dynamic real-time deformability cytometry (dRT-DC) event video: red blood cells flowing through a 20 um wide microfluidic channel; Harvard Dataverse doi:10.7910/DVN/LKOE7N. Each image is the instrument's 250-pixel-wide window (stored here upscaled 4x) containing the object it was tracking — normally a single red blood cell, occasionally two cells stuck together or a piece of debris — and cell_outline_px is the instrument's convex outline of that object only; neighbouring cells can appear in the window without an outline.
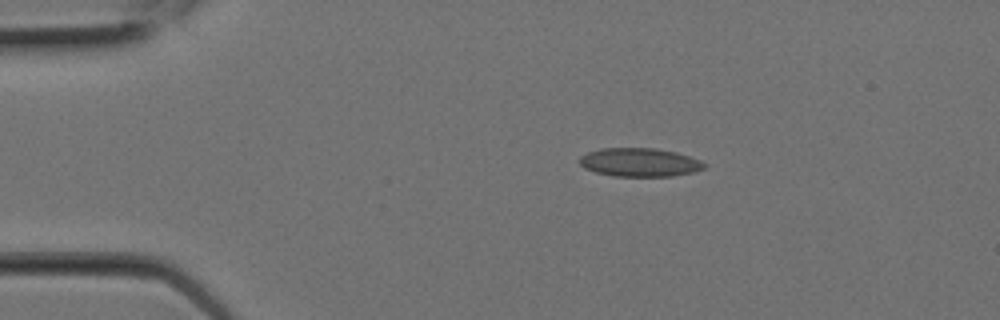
{"species": "Egyptian fruit bat (a non-hibernating species)", "species_latin": "Rousettus aegyptiacus", "temperature_condition": "room temperature", "stored_images_in_passage": 6, "camera_frame_rate_fps": 3000, "um_per_image_px": 0.085, "animal": {"sex": "female"}, "frame": {"image": 1, "passage_image": 1, "time_ms": 0.0, "image_size_px": [1000, 320], "cell_outline_px": [[708, 164], [704, 168], [692, 172], [672, 176], [612, 176], [596, 172], [584, 168], [580, 164], [580, 156], [588, 152], [600, 148], [656, 148], [676, 152], [700, 160]], "centroid_in_image_um": [54.36, 13.79], "position_along_channel_um": 30.6, "area_um2": 20.75}}
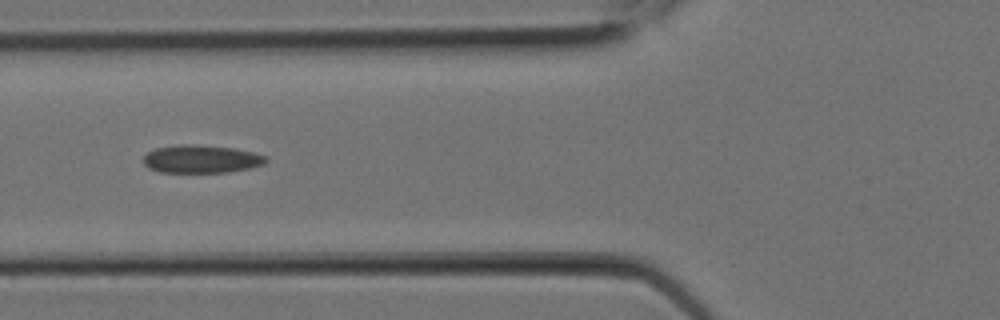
{"frame": {"image": 2, "passage_image": 5, "time_ms": 1.333, "image_size_px": [1000, 320], "cell_outline_px": [[268, 160], [264, 164], [248, 168], [228, 172], [160, 172], [148, 168], [144, 164], [144, 156], [148, 152], [156, 148], [176, 144], [192, 144], [236, 148], [256, 152], [268, 156]], "centroid_in_image_um": [17.14, 13.5], "position_along_channel_um": 108.7, "area_um2": 20.17}}
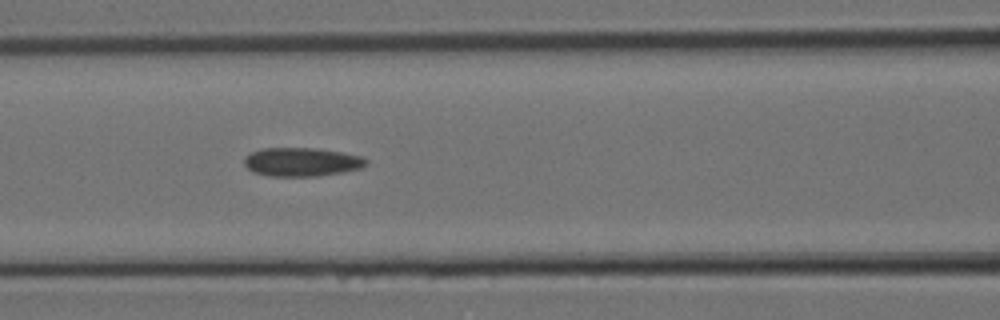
{"frame": {"image": 3, "passage_image": 6, "time_ms": 1.667, "image_size_px": [1000, 320], "cell_outline_px": [[368, 164], [360, 168], [340, 172], [316, 176], [268, 176], [252, 172], [244, 164], [244, 160], [252, 152], [264, 148], [316, 148], [344, 152], [360, 156], [368, 160]], "centroid_in_image_um": [25.65, 13.76], "position_along_channel_um": 140.9, "area_um2": 20.29}}